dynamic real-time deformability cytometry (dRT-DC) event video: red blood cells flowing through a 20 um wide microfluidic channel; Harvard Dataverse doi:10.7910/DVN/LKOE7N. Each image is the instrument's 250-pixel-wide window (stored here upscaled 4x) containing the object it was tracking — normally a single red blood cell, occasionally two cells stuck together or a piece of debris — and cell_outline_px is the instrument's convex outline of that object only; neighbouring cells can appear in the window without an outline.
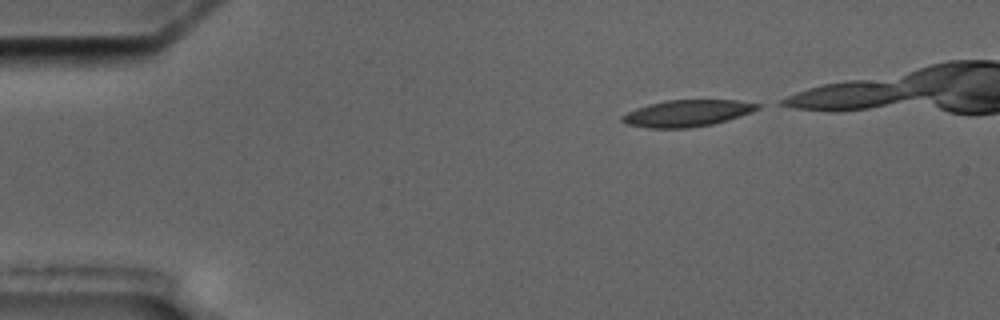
{"species": "common noctule bat (a hibernating species)", "species_latin": "Nyctalus noctula", "temperature_condition": "cold", "stored_images_in_passage": 4, "camera_frame_rate_fps": 3000, "um_per_image_px": 0.085, "animal": {"sex": "male", "body_mass_g": 17.5, "forearm_length_mm": 52.3}, "frame": {"image": 1, "passage_image": 1, "time_ms": 0.0, "image_size_px": [1000, 320], "cell_outline_px": [[764, 104], [760, 108], [752, 112], [728, 120], [712, 124], [688, 128], [648, 128], [628, 124], [620, 120], [620, 116], [636, 108], [648, 104], [664, 100], [736, 100]], "centroid_in_image_um": [58.43, 9.62], "position_along_channel_um": 26.6, "area_um2": 21.15}}